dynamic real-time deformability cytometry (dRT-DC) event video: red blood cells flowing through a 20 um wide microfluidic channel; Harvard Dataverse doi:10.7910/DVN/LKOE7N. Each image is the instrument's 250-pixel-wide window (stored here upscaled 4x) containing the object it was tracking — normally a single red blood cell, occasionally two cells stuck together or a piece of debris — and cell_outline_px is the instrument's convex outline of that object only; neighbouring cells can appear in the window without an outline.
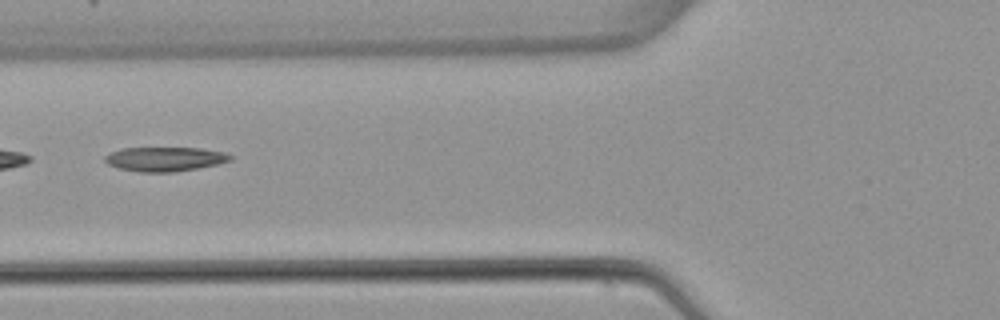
{"species": "common noctule bat (a hibernating species)", "species_latin": "Nyctalus noctula", "temperature_condition": "warm", "stored_images_in_passage": 5, "segment_of_instrument_passage": [2, 2], "camera_frame_rate_fps": 3000, "um_per_image_px": 0.085, "animal": {"sex": "female", "body_mass_g": 22.7, "forearm_length_mm": 54.2}, "frame": {"image": 1, "passage_image": 5, "time_ms": 5.0, "image_size_px": [1000, 320], "cell_outline_px": [[232, 160], [216, 164], [196, 168], [172, 172], [140, 172], [120, 168], [108, 164], [104, 160], [104, 156], [120, 148], [200, 148], [224, 152], [232, 156]], "centroid_in_image_um": [14.0, 13.51], "position_along_channel_um": 111.8, "area_um2": 17.57}}